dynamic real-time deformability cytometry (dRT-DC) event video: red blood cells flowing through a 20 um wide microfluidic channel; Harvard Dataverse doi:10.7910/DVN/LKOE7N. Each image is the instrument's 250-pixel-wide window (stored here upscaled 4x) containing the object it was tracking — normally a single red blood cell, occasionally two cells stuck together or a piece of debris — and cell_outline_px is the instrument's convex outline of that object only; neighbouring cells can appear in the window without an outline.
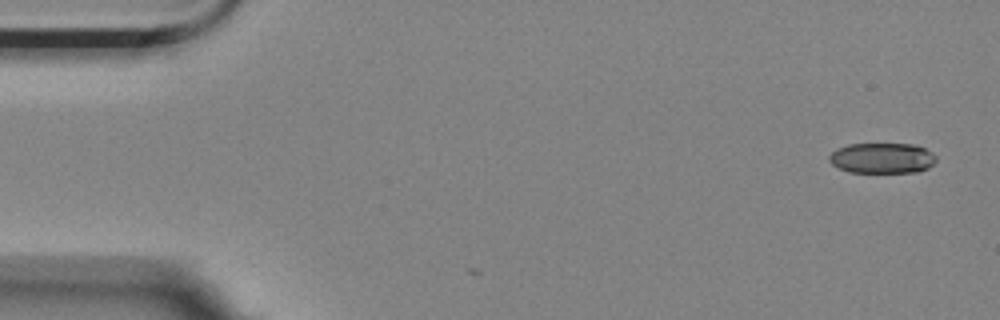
{"species": "Egyptian fruit bat (a non-hibernating species)", "species_latin": "Rousettus aegyptiacus", "temperature_condition": "room temperature", "stored_images_in_passage": 4, "camera_frame_rate_fps": 3000, "um_per_image_px": 0.085, "animal": {"sex": "female"}, "frame": {"image": 1, "passage_image": 1, "time_ms": 0.0, "image_size_px": [1000, 320], "cell_outline_px": [[936, 160], [928, 168], [916, 172], [848, 172], [832, 164], [828, 160], [828, 156], [836, 148], [848, 144], [912, 144], [924, 148], [936, 156]], "centroid_in_image_um": [74.95, 13.43], "position_along_channel_um": 10.1, "area_um2": 18.96}}